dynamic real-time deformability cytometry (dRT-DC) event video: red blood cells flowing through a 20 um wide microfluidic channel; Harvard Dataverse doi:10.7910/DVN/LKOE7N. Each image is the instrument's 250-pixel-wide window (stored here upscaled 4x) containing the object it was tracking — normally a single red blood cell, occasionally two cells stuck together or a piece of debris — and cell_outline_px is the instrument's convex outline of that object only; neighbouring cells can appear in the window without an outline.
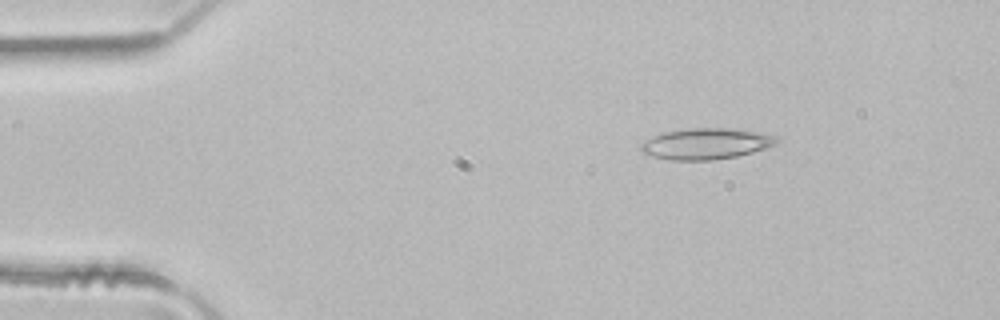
{"species": "common noctule bat (a hibernating species)", "species_latin": "Nyctalus noctula", "temperature_condition": "room temperature", "stored_images_in_passage": 3, "camera_frame_rate_fps": 3000, "um_per_image_px": 0.085, "animal": {"sex": "male", "body_mass_g": 21.5, "forearm_length_mm": 52.0}, "frame": {"image": 1, "passage_image": 1, "time_ms": 0.0, "image_size_px": [1000, 320], "cell_outline_px": [[780, 140], [776, 144], [752, 152], [736, 156], [712, 160], [672, 160], [652, 156], [644, 152], [640, 148], [640, 144], [652, 136], [664, 132], [688, 128], [736, 128], [776, 136]], "centroid_in_image_um": [60.01, 12.21], "position_along_channel_um": 25.0, "area_um2": 24.45}}